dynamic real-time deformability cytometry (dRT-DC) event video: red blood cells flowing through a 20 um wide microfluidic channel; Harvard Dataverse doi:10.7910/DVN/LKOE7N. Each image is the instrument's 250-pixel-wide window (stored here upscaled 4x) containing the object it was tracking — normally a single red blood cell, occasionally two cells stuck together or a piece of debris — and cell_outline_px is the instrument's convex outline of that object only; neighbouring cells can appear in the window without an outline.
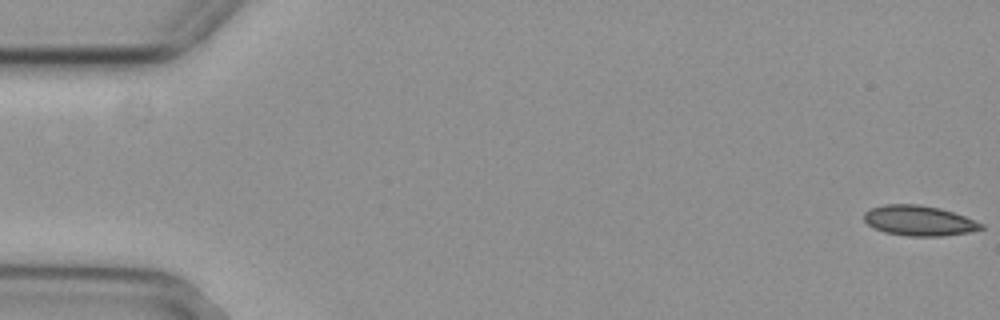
{"species": "common noctule bat (a hibernating species)", "species_latin": "Nyctalus noctula", "temperature_condition": "cold", "stored_images_in_passage": 50, "camera_frame_rate_fps": 3000, "um_per_image_px": 0.085, "animal": {"sex": "female", "body_mass_g": 29.2, "forearm_length_mm": 56.3}, "frame": {"image": 1, "passage_image": 1, "time_ms": 0.0, "image_size_px": [1000, 320], "cell_outline_px": [[984, 228], [968, 232], [940, 236], [908, 236], [884, 232], [872, 228], [864, 220], [864, 212], [872, 208], [884, 204], [920, 204], [940, 208], [964, 216], [984, 224]], "centroid_in_image_um": [78.09, 18.75], "position_along_channel_um": 6.9, "area_um2": 20.58}}
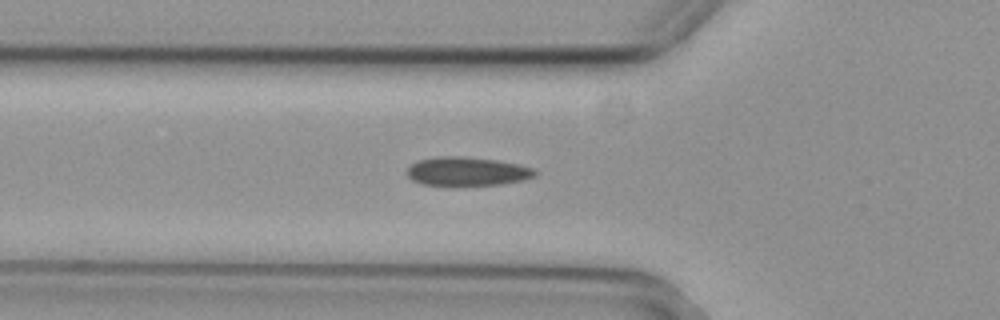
{"frame": {"image": 2, "passage_image": 19, "time_ms": 6.0, "image_size_px": [1000, 320], "cell_outline_px": [[536, 176], [524, 180], [500, 184], [452, 188], [420, 184], [412, 180], [408, 176], [408, 168], [412, 164], [420, 160], [436, 156], [464, 156], [496, 160], [520, 164], [532, 168], [536, 172]], "centroid_in_image_um": [39.68, 14.61], "position_along_channel_um": 86.1, "area_um2": 22.25}}
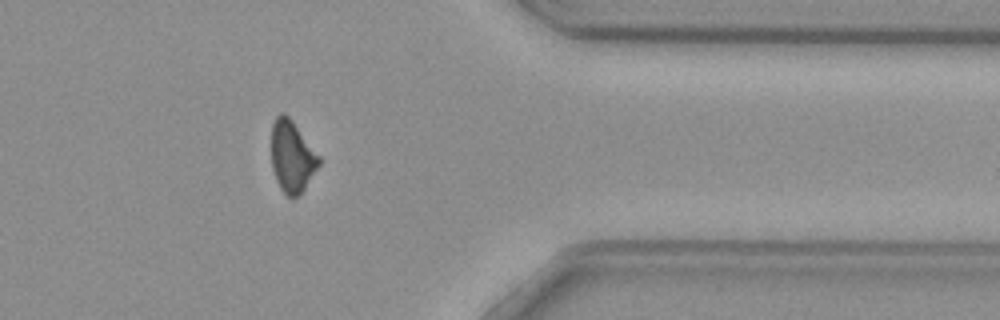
{"frame": {"image": 3, "passage_image": 44, "time_ms": 14.333, "image_size_px": [1000, 320], "cell_outline_px": [[320, 164], [304, 188], [292, 200], [280, 188], [276, 180], [272, 168], [272, 124], [276, 116], [280, 112], [284, 112], [292, 120], [320, 156]], "centroid_in_image_um": [24.81, 13.29], "position_along_channel_um": 386.6, "area_um2": 19.71}}